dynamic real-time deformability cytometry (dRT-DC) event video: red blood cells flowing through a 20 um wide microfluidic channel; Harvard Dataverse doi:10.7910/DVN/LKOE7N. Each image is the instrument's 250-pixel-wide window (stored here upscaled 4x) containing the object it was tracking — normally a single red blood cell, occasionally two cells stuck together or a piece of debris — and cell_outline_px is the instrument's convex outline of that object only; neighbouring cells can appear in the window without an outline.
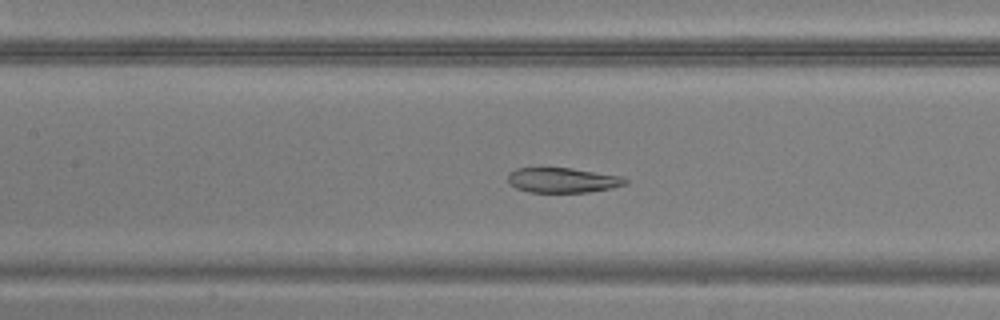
{"species": "common noctule bat (a hibernating species)", "species_latin": "Nyctalus noctula", "temperature_condition": "warm", "stored_images_in_passage": 49, "camera_frame_rate_fps": 3000, "um_per_image_px": 0.085, "animal": {"sex": "male", "body_mass_g": 20.5, "forearm_length_mm": 52.5}, "frame": {"image": 1, "passage_image": 22, "time_ms": 7.0, "image_size_px": [1000, 320], "cell_outline_px": [[628, 184], [588, 192], [528, 192], [516, 188], [508, 184], [508, 172], [516, 168], [572, 168], [620, 176], [628, 180]], "centroid_in_image_um": [47.77, 15.31], "position_along_channel_um": 159.6, "area_um2": 17.05}}
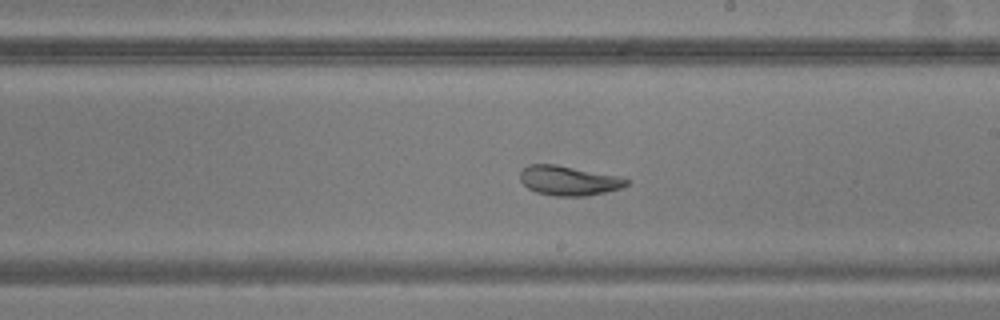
{"frame": {"image": 2, "passage_image": 28, "time_ms": 9.0, "image_size_px": [1000, 320], "cell_outline_px": [[632, 180], [628, 184], [620, 188], [588, 196], [552, 196], [536, 192], [528, 188], [520, 180], [520, 172], [528, 164], [556, 164], [620, 176]], "centroid_in_image_um": [48.35, 15.35], "position_along_channel_um": 240.6, "area_um2": 18.5}}
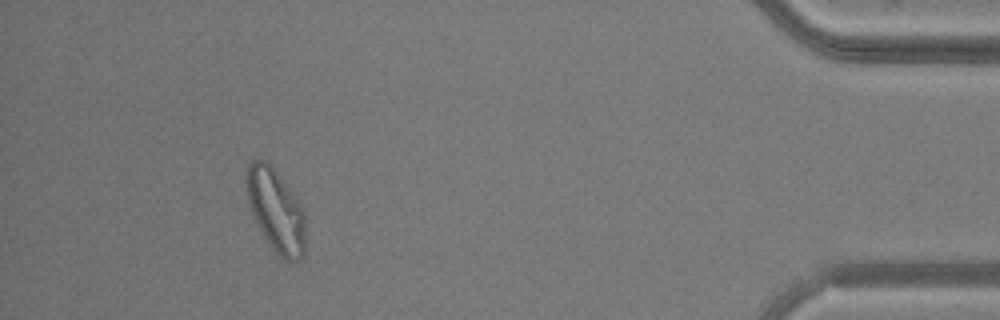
{"frame": {"image": 3, "passage_image": 45, "time_ms": 14.667, "image_size_px": [1000, 320], "cell_outline_px": [[304, 252], [296, 260], [284, 260], [272, 248], [256, 224], [248, 200], [248, 164], [252, 160], [264, 160], [272, 164], [300, 204], [304, 212]], "centroid_in_image_um": [23.45, 17.87], "position_along_channel_um": 411.7, "area_um2": 27.74}}